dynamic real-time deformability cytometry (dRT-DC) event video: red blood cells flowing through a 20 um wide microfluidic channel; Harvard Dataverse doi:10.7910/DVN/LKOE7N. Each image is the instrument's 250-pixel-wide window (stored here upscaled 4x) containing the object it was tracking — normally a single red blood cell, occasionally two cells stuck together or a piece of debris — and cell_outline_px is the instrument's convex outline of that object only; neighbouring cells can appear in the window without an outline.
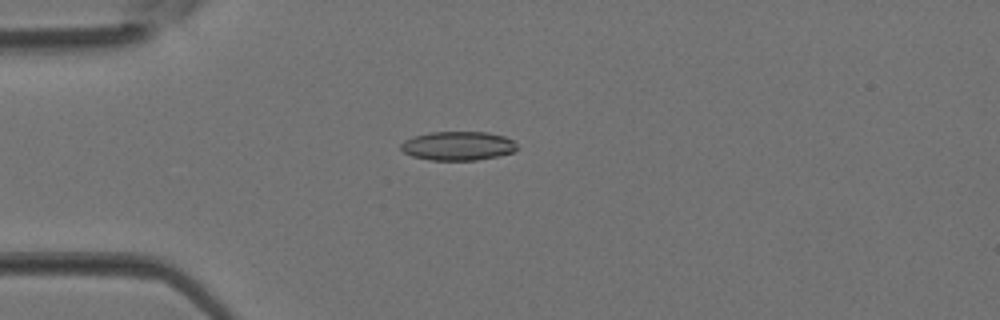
{"species": "Egyptian fruit bat (a non-hibernating species)", "species_latin": "Rousettus aegyptiacus", "temperature_condition": "room temperature", "stored_images_in_passage": 3, "camera_frame_rate_fps": 3000, "um_per_image_px": 0.085, "animal": {"sex": "female"}, "frame": {"image": 1, "passage_image": 3, "time_ms": 0.667, "image_size_px": [1000, 320], "cell_outline_px": [[520, 148], [512, 152], [500, 156], [476, 160], [428, 160], [412, 156], [404, 152], [400, 148], [400, 144], [404, 140], [412, 136], [432, 132], [488, 132], [504, 136], [512, 140]], "centroid_in_image_um": [38.92, 12.4], "position_along_channel_um": 46.1, "area_um2": 19.77}}